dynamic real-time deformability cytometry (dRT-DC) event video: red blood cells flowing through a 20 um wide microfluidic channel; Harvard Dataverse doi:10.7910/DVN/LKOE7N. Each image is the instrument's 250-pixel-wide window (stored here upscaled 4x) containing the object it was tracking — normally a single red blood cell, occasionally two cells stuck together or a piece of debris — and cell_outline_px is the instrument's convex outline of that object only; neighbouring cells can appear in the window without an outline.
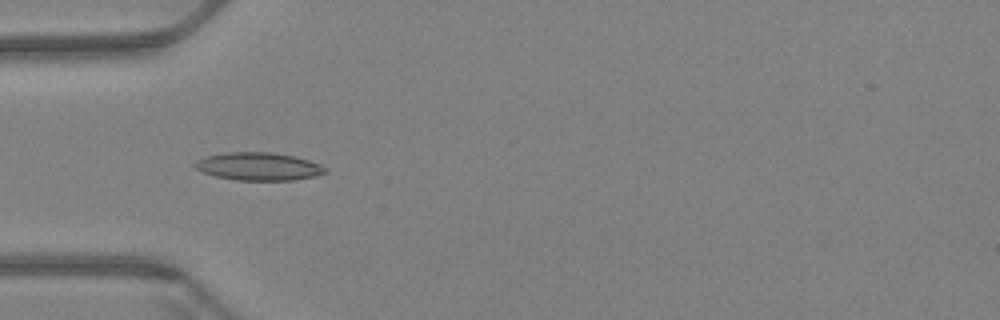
{"species": "Egyptian fruit bat (a non-hibernating species)", "species_latin": "Rousettus aegyptiacus", "temperature_condition": "warm", "stored_images_in_passage": 45, "camera_frame_rate_fps": 3000, "um_per_image_px": 0.085, "animal": {"sex": "female"}, "frame": {"image": 1, "passage_image": 4, "time_ms": 1.0, "image_size_px": [1000, 320], "cell_outline_px": [[328, 172], [316, 176], [292, 180], [236, 180], [216, 176], [200, 172], [192, 164], [196, 160], [208, 156], [228, 152], [272, 152], [292, 156], [308, 160], [320, 164], [328, 168]], "centroid_in_image_um": [21.98, 14.15], "position_along_channel_um": 63.0, "area_um2": 21.21}}
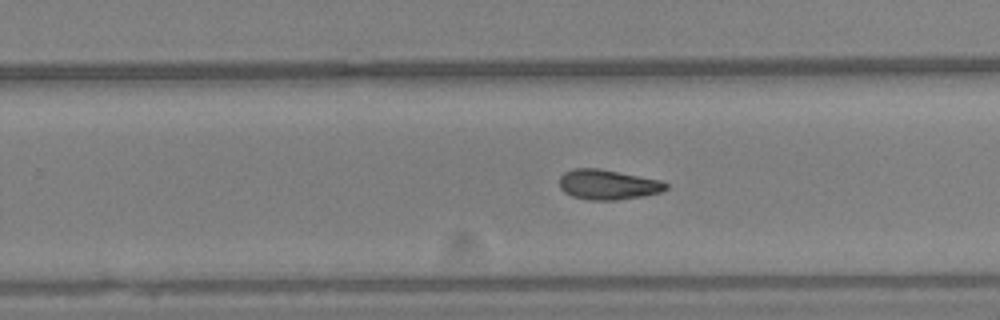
{"frame": {"image": 2, "passage_image": 23, "time_ms": 7.333, "image_size_px": [1000, 320], "cell_outline_px": [[668, 188], [660, 192], [644, 196], [616, 200], [588, 200], [572, 196], [564, 192], [560, 188], [560, 176], [564, 172], [572, 168], [600, 168], [660, 180], [668, 184]], "centroid_in_image_um": [51.65, 15.69], "position_along_channel_um": 278.1, "area_um2": 18.73}}
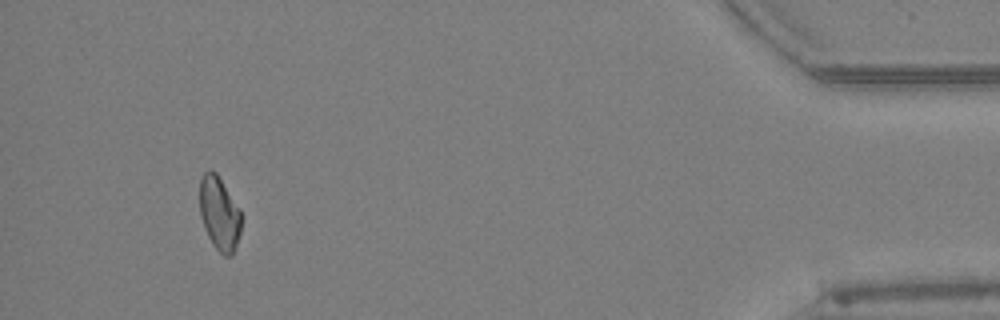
{"frame": {"image": 3, "passage_image": 41, "time_ms": 13.333, "image_size_px": [1000, 320], "cell_outline_px": [[244, 216], [240, 232], [232, 256], [224, 256], [212, 244], [204, 228], [200, 216], [200, 176], [204, 172], [212, 168], [216, 172], [240, 208]], "centroid_in_image_um": [18.66, 18.12], "position_along_channel_um": 416.5, "area_um2": 18.26}, "authors_computed_cell_mechanics": {"area_um2": 18.5538, "velocity_mm_per_s": 3.4313, "shape_relaxation_time_tau1_ms": 7.2134, "shape_relaxation_time_tau2_ms": 9.2198, "deformation_change_tau1": 0.1632, "deformation_change_tau2": 0.1706}}